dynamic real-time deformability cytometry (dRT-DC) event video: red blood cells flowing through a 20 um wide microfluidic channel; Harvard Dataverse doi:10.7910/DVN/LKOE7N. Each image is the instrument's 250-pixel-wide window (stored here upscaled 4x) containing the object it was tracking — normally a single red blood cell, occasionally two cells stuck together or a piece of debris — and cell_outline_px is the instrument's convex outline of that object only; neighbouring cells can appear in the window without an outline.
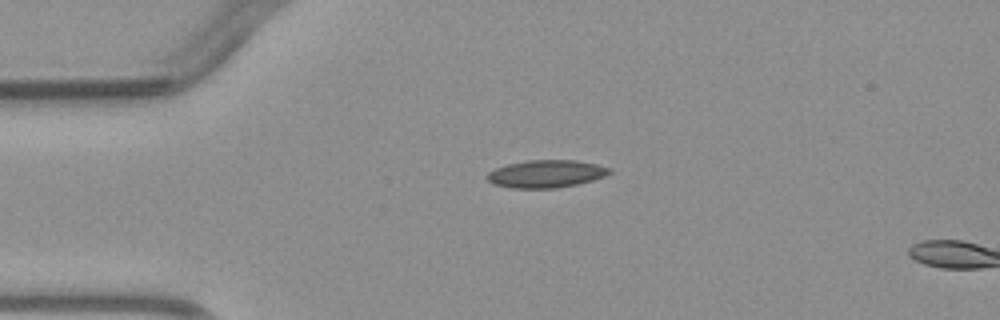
{"species": "common noctule bat (a hibernating species)", "species_latin": "Nyctalus noctula", "temperature_condition": "warm", "stored_images_in_passage": 2, "segment_of_instrument_passage": [1, 2], "camera_frame_rate_fps": 3000, "um_per_image_px": 0.085, "animal": {"sex": "male", "body_mass_g": 23.1, "forearm_length_mm": 52.7}, "frame": {"image": 1, "passage_image": 1, "time_ms": 0.0, "image_size_px": [1000, 320], "cell_outline_px": [[612, 172], [604, 176], [592, 180], [576, 184], [556, 188], [512, 188], [492, 184], [488, 180], [488, 172], [496, 168], [508, 164], [528, 160], [576, 160], [596, 164], [612, 168]], "centroid_in_image_um": [46.43, 14.77], "position_along_channel_um": 38.6, "area_um2": 19.59}}